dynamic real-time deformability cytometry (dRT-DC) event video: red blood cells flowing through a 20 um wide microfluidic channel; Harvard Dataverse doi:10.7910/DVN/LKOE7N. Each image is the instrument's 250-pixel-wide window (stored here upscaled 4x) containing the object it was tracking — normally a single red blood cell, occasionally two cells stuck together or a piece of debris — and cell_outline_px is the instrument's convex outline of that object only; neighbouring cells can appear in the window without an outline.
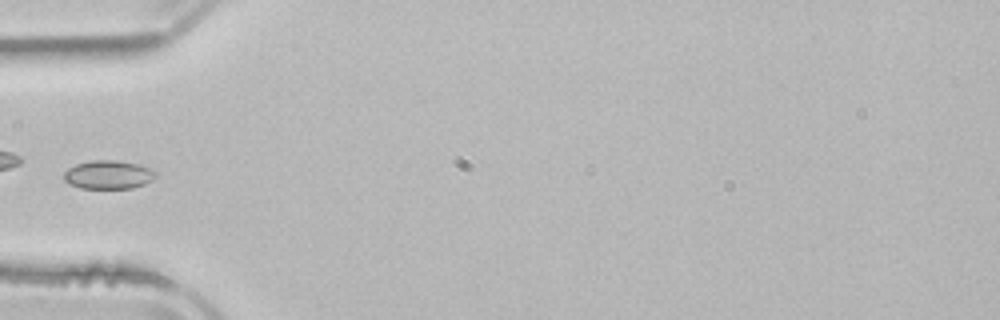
{"species": "common noctule bat (a hibernating species)", "species_latin": "Nyctalus noctula", "temperature_condition": "room temperature", "stored_images_in_passage": 4, "camera_frame_rate_fps": 3000, "um_per_image_px": 0.085, "animal": {"sex": "male", "body_mass_g": 21.5, "forearm_length_mm": 52.0}, "frame": {"image": 1, "passage_image": 4, "time_ms": 4.0, "image_size_px": [1000, 320], "cell_outline_px": [[156, 176], [152, 180], [144, 184], [132, 188], [80, 188], [68, 184], [64, 180], [64, 172], [68, 168], [76, 164], [92, 160], [116, 160], [140, 164], [156, 172]], "centroid_in_image_um": [9.19, 14.85], "position_along_channel_um": 75.8, "area_um2": 15.32}}